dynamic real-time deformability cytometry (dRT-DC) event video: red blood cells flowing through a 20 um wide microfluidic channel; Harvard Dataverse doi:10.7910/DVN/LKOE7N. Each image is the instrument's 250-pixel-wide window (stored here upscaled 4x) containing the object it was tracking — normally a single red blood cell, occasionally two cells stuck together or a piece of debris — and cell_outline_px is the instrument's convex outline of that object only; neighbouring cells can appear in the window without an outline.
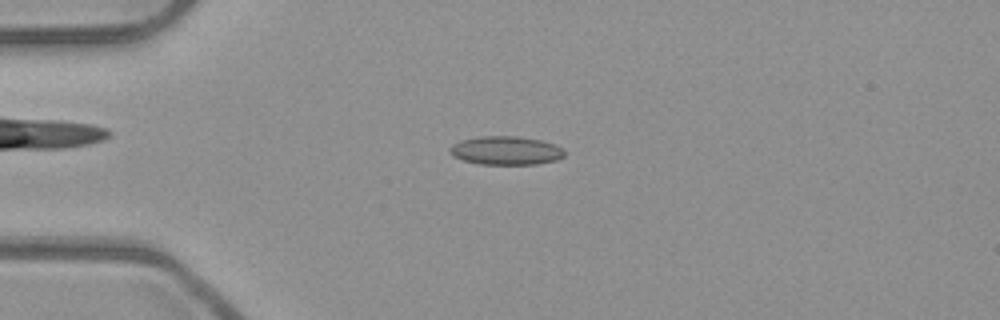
{"species": "common noctule bat (a hibernating species)", "species_latin": "Nyctalus noctula", "temperature_condition": "room temperature", "stored_images_in_passage": 4, "camera_frame_rate_fps": 3000, "um_per_image_px": 0.085, "animal": {"sex": "male", "body_mass_g": 23.1, "forearm_length_mm": 52.7}, "frame": {"image": 1, "passage_image": 3, "time_ms": 0.667, "image_size_px": [1000, 320], "cell_outline_px": [[564, 156], [556, 160], [536, 164], [480, 164], [464, 160], [452, 156], [448, 152], [448, 148], [452, 144], [460, 140], [480, 136], [516, 136], [540, 140], [556, 144], [564, 152]], "centroid_in_image_um": [42.95, 12.79], "position_along_channel_um": 42.0, "area_um2": 19.13}}